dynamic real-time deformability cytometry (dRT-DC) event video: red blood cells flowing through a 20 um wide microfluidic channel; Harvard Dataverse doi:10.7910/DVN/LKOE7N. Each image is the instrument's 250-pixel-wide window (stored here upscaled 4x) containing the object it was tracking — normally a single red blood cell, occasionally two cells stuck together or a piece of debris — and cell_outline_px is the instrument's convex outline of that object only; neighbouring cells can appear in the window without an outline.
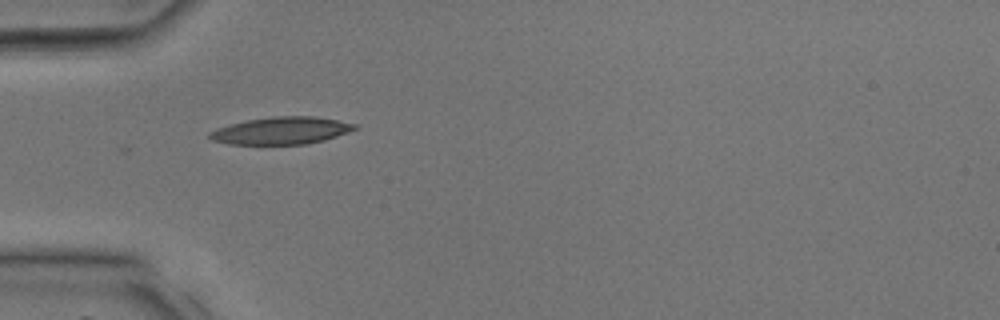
{"species": "common noctule bat (a hibernating species)", "species_latin": "Nyctalus noctula", "temperature_condition": "room temperature", "stored_images_in_passage": 27, "camera_frame_rate_fps": 3000, "um_per_image_px": 0.085, "animal": {"sex": "male", "body_mass_g": 17.9, "forearm_length_mm": 54.2}, "frame": {"image": 1, "passage_image": 1, "time_ms": 0.0, "image_size_px": [1000, 320], "cell_outline_px": [[356, 128], [348, 132], [324, 140], [304, 144], [228, 144], [212, 140], [208, 136], [208, 132], [216, 128], [248, 120], [272, 116], [312, 116], [336, 120], [356, 124]], "centroid_in_image_um": [23.87, 11.1], "position_along_channel_um": 61.1, "area_um2": 22.83}}
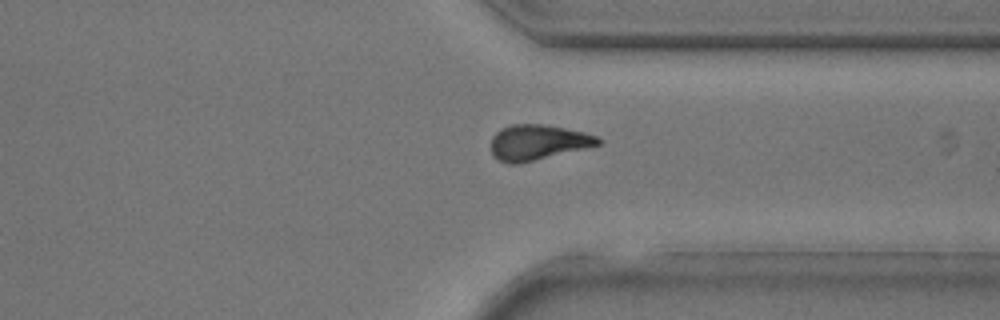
{"frame": {"image": 2, "passage_image": 18, "time_ms": 5.667, "image_size_px": [1000, 320], "cell_outline_px": [[604, 140], [600, 144], [520, 164], [508, 164], [492, 156], [492, 136], [500, 128], [512, 124], [544, 124], [584, 132], [600, 136]], "centroid_in_image_um": [45.72, 12.1], "position_along_channel_um": 365.7, "area_um2": 22.14}}
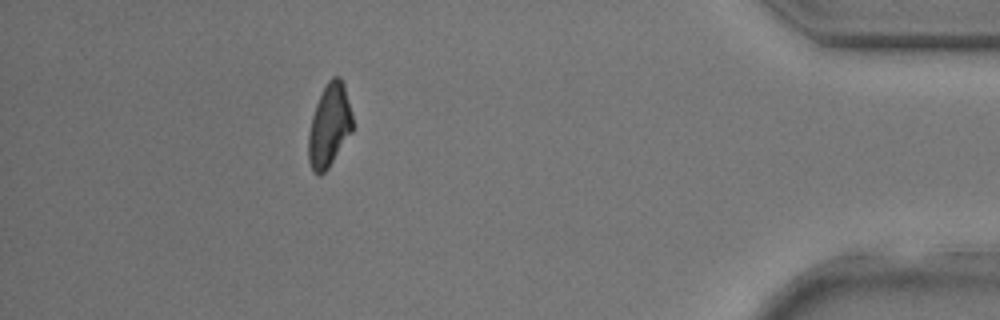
{"frame": {"image": 3, "passage_image": 23, "time_ms": 7.333, "image_size_px": [1000, 320], "cell_outline_px": [[352, 132], [328, 168], [320, 176], [312, 168], [308, 160], [308, 136], [312, 116], [316, 104], [328, 80], [332, 76], [340, 76], [344, 84], [352, 116]], "centroid_in_image_um": [27.99, 10.66], "position_along_channel_um": 407.2, "area_um2": 21.1}}